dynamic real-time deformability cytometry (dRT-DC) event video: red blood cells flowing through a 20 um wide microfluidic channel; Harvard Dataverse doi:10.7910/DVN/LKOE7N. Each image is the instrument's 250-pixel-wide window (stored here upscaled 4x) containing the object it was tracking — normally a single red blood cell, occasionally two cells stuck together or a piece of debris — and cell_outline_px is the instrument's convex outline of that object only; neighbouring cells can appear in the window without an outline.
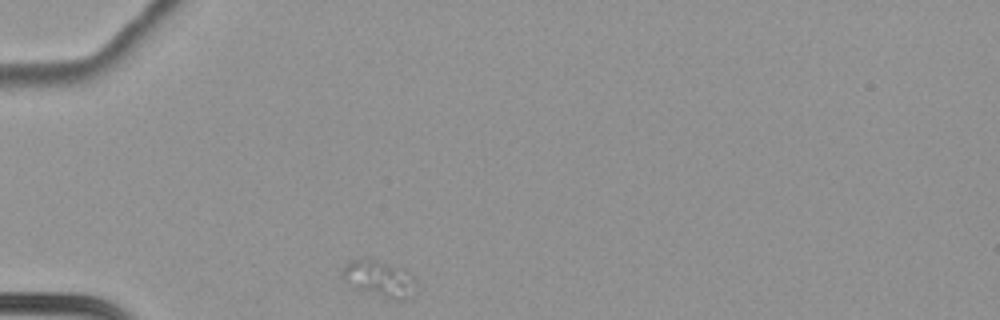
{"species": "common noctule bat (a hibernating species)", "species_latin": "Nyctalus noctula", "temperature_condition": "cold", "stored_images_in_passage": 34, "camera_frame_rate_fps": 3000, "um_per_image_px": 0.085, "animal": {"sex": "female", "body_mass_g": 22.7, "forearm_length_mm": 54.2}, "frame": {"image": 1, "passage_image": 1, "time_ms": 0.0, "image_size_px": [1000, 320], "cell_outline_px": [[416, 280], [404, 300], [392, 300], [352, 288], [344, 280], [344, 268], [348, 260], [368, 256], [404, 268]], "centroid_in_image_um": [32.17, 23.63], "position_along_channel_um": 52.8, "area_um2": 15.72}}
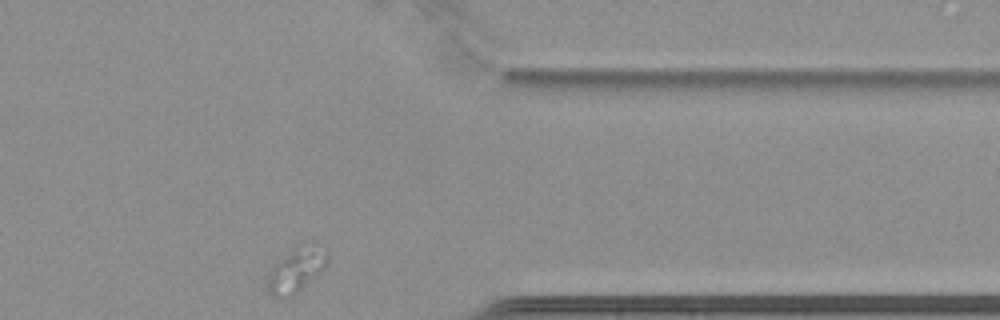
{"frame": {"image": 2, "passage_image": 34, "time_ms": 11.0, "image_size_px": [1000, 320], "cell_outline_px": [[328, 260], [324, 268], [292, 296], [284, 300], [276, 300], [268, 292], [268, 276], [272, 264], [304, 240], [316, 240], [328, 252]], "centroid_in_image_um": [25.19, 22.87], "position_along_channel_um": 386.2, "area_um2": 16.3}}